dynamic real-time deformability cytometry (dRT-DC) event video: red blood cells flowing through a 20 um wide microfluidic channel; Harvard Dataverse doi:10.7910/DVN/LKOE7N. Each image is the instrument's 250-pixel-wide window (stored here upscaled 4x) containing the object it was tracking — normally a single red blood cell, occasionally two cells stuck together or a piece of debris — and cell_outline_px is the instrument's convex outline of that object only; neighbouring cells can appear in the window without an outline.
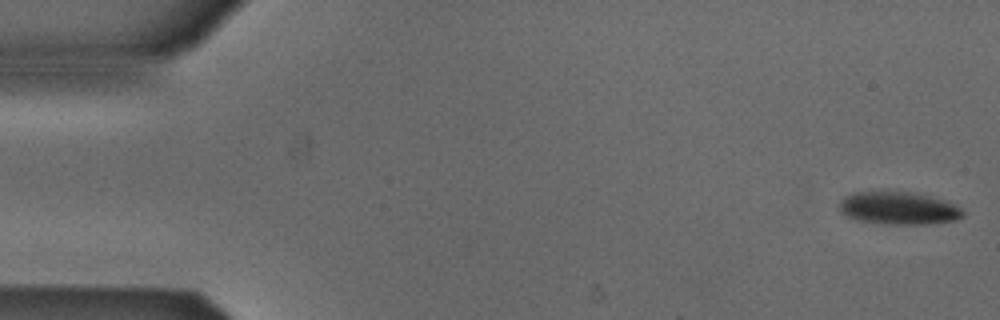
{"species": "Egyptian fruit bat (a non-hibernating species)", "species_latin": "Rousettus aegyptiacus", "temperature_condition": "cold", "stored_images_in_passage": 6, "segment_of_instrument_passage": [1, 2], "camera_frame_rate_fps": 3000, "um_per_image_px": 0.085, "animal": {"sex": "male"}, "frame": {"image": 1, "passage_image": 1, "time_ms": 0.0, "image_size_px": [1000, 320], "cell_outline_px": [[964, 216], [956, 220], [928, 224], [884, 224], [860, 220], [848, 216], [840, 212], [840, 200], [844, 196], [856, 192], [912, 192], [928, 196], [956, 204], [964, 212]], "centroid_in_image_um": [76.4, 17.7], "position_along_channel_um": 8.6, "area_um2": 23.35}}
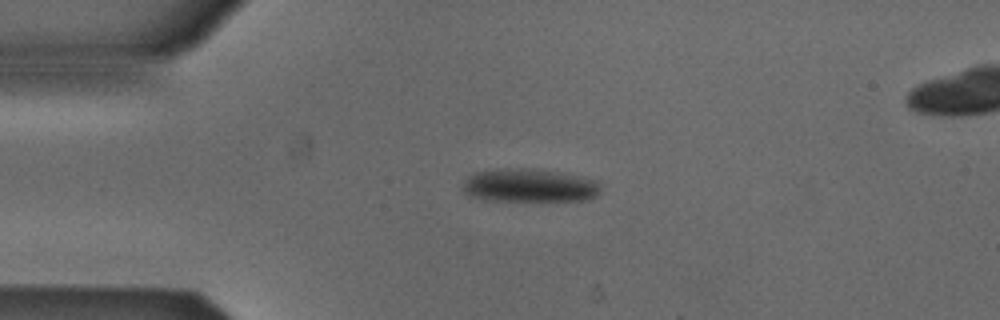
{"frame": {"image": 2, "passage_image": 4, "time_ms": 1.0, "image_size_px": [1000, 320], "cell_outline_px": [[600, 192], [596, 196], [588, 200], [488, 200], [468, 196], [460, 188], [468, 176], [476, 172], [496, 168], [528, 168], [560, 172], [600, 180]], "centroid_in_image_um": [45.0, 15.75], "position_along_channel_um": 40.0, "area_um2": 27.11}}